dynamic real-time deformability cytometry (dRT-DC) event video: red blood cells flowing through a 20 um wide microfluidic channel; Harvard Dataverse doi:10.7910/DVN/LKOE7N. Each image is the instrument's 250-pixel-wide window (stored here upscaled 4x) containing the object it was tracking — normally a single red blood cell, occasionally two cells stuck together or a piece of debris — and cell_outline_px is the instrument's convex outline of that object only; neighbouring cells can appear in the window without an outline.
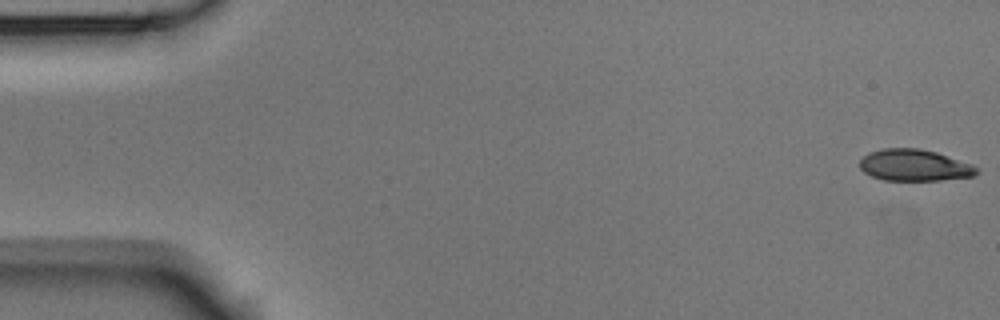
{"species": "Egyptian fruit bat (a non-hibernating species)", "species_latin": "Rousettus aegyptiacus", "temperature_condition": "room temperature", "stored_images_in_passage": 4, "camera_frame_rate_fps": 3000, "um_per_image_px": 0.085, "animal": {"sex": "male"}, "frame": {"image": 1, "passage_image": 1, "time_ms": 0.0, "image_size_px": [1000, 320], "cell_outline_px": [[980, 172], [976, 176], [940, 180], [884, 180], [872, 176], [864, 172], [860, 168], [860, 160], [868, 152], [884, 148], [920, 148], [936, 152], [972, 164], [980, 168]], "centroid_in_image_um": [77.76, 14.04], "position_along_channel_um": 7.2, "area_um2": 21.68}}